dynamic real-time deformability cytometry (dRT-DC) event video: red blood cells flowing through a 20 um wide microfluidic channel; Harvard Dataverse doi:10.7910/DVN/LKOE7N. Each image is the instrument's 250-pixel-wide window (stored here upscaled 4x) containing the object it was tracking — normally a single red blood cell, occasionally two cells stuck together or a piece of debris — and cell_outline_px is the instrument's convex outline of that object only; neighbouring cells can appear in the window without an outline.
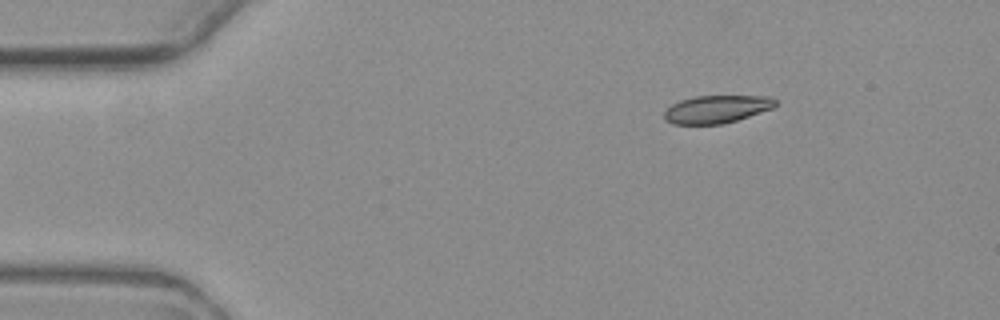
{"species": "common noctule bat (a hibernating species)", "species_latin": "Nyctalus noctula", "temperature_condition": "warm", "stored_images_in_passage": 2, "camera_frame_rate_fps": 3000, "um_per_image_px": 0.085, "animal": {"sex": "female", "body_mass_g": 19.3, "forearm_length_mm": 54.1}, "frame": {"image": 1, "passage_image": 2, "time_ms": 1.333, "image_size_px": [1000, 320], "cell_outline_px": [[776, 104], [772, 108], [736, 120], [720, 124], [672, 124], [664, 120], [664, 112], [672, 104], [680, 100], [696, 96], [772, 96], [776, 100]], "centroid_in_image_um": [60.89, 9.27], "position_along_channel_um": 24.1, "area_um2": 17.86}}